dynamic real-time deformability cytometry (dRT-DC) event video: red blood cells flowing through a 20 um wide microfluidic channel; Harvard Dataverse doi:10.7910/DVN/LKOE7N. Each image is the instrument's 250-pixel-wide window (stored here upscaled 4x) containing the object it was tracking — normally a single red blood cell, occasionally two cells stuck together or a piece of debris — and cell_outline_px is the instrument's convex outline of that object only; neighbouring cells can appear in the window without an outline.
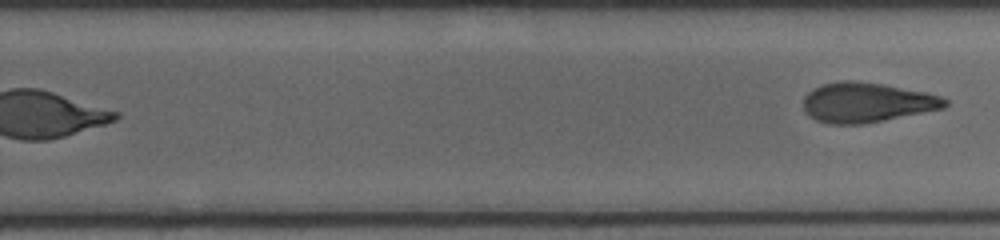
{"species": "human", "species_latin": "Homo sapiens", "temperature_condition": "cold", "stored_images_in_passage": 7, "segment_of_instrument_passage": [2, 2], "camera_frame_rate_fps": 3000, "um_per_image_px": 0.085, "donor": {"sex": "female"}, "frame": {"image": 1, "passage_image": 7, "time_ms": 6.667, "image_size_px": [1000, 240], "cell_outline_px": [[948, 104], [944, 108], [860, 124], [828, 124], [816, 120], [808, 116], [804, 108], [804, 96], [812, 88], [824, 84], [844, 80], [856, 80], [884, 84], [924, 92], [940, 96], [948, 100]], "centroid_in_image_um": [73.63, 8.7], "position_along_channel_um": 256.2, "area_um2": 32.66}}